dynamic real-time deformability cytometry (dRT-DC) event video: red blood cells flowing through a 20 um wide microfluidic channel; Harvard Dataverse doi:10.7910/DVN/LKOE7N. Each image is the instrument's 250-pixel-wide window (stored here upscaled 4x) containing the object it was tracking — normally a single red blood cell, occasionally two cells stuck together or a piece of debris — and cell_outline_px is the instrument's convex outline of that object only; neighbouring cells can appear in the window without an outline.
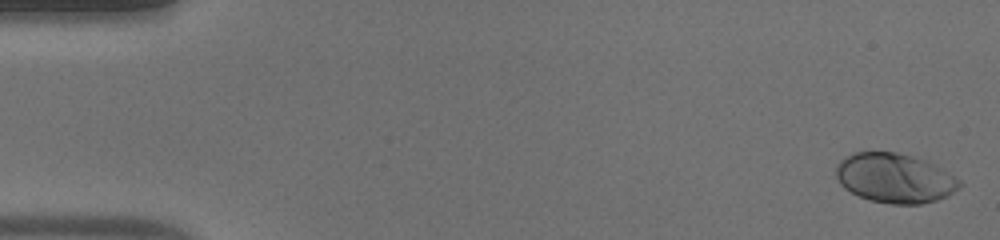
{"species": "human", "species_latin": "Homo sapiens", "temperature_condition": "warm", "stored_images_in_passage": 48, "camera_frame_rate_fps": 3000, "um_per_image_px": 0.085, "donor": {"sex": "male"}, "frame": {"image": 1, "passage_image": 1, "time_ms": 0.0, "image_size_px": [1000, 240], "cell_outline_px": [[964, 184], [960, 188], [948, 196], [936, 200], [920, 204], [892, 204], [868, 200], [844, 188], [840, 184], [836, 176], [836, 164], [844, 156], [852, 152], [896, 152], [912, 156], [924, 160], [940, 168], [960, 180]], "centroid_in_image_um": [76.04, 15.14], "position_along_channel_um": 9.0, "area_um2": 35.72}}
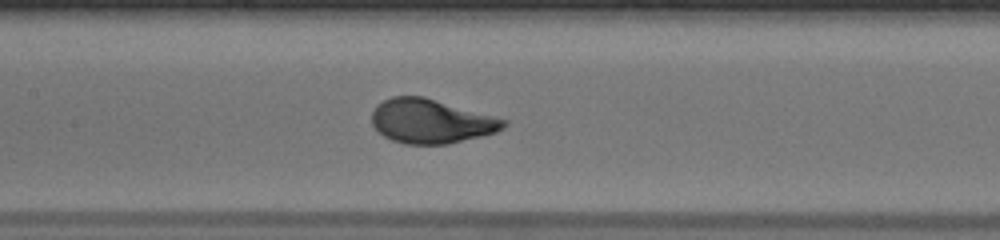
{"frame": {"image": 2, "passage_image": 23, "time_ms": 7.333, "image_size_px": [1000, 240], "cell_outline_px": [[508, 124], [504, 128], [496, 132], [448, 144], [404, 144], [392, 140], [384, 136], [372, 124], [372, 112], [376, 104], [392, 96], [424, 96], [508, 120]], "centroid_in_image_um": [36.63, 10.3], "position_along_channel_um": 170.8, "area_um2": 33.93}}
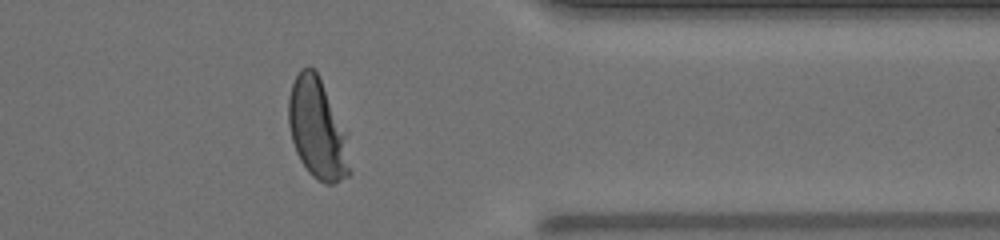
{"frame": {"image": 3, "passage_image": 39, "time_ms": 12.667, "image_size_px": [1000, 240], "cell_outline_px": [[352, 172], [348, 176], [332, 184], [324, 184], [312, 176], [308, 172], [300, 160], [296, 152], [292, 140], [288, 124], [288, 96], [292, 84], [300, 68], [308, 64], [316, 68], [344, 132]], "centroid_in_image_um": [26.94, 10.95], "position_along_channel_um": 384.5, "area_um2": 35.6}, "authors_computed_cell_mechanics": {"area_um2": 34.102, "velocity_mm_per_s": 4.2281, "shape_relaxation_time_tau1_ms": 2.6483, "shape_relaxation_time_tau2_ms": null, "deformation_change_tau1": 0.1667, "deformation_change_tau2": null}}